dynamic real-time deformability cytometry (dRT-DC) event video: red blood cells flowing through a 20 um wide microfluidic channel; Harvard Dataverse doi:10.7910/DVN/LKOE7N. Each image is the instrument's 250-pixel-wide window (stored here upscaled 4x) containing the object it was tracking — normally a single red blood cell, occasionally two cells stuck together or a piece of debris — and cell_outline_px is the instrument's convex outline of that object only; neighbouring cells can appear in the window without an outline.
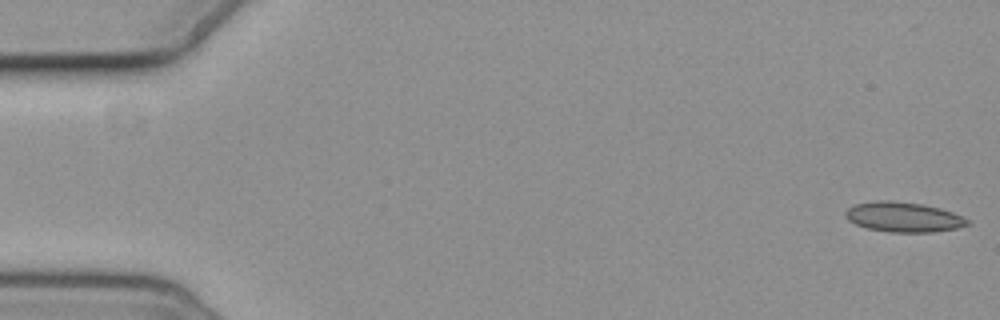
{"species": "common noctule bat (a hibernating species)", "species_latin": "Nyctalus noctula", "temperature_condition": "cold", "stored_images_in_passage": 5, "camera_frame_rate_fps": 3000, "um_per_image_px": 0.085, "animal": {"sex": "female", "body_mass_g": 19.3, "forearm_length_mm": 54.1}, "frame": {"image": 1, "passage_image": 1, "time_ms": 0.0, "image_size_px": [1000, 320], "cell_outline_px": [[972, 224], [956, 228], [932, 232], [892, 232], [868, 228], [856, 224], [848, 220], [844, 216], [844, 212], [848, 208], [856, 204], [876, 200], [888, 200], [924, 204], [940, 208], [952, 212], [972, 220]], "centroid_in_image_um": [76.83, 18.44], "position_along_channel_um": 8.2, "area_um2": 21.39}}
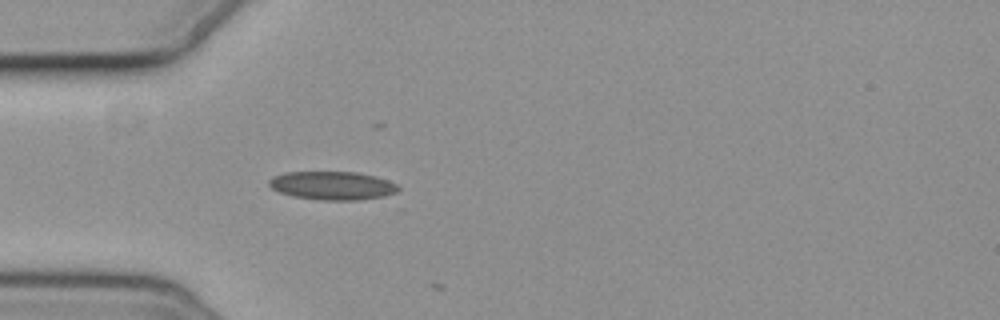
{"frame": {"image": 2, "passage_image": 5, "time_ms": 5.333, "image_size_px": [1000, 320], "cell_outline_px": [[400, 188], [392, 200], [320, 200], [292, 196], [280, 192], [272, 188], [268, 184], [268, 180], [272, 176], [284, 172], [356, 172], [376, 176], [388, 180], [396, 184]], "centroid_in_image_um": [28.4, 15.81], "position_along_channel_um": 56.6, "area_um2": 22.31}}